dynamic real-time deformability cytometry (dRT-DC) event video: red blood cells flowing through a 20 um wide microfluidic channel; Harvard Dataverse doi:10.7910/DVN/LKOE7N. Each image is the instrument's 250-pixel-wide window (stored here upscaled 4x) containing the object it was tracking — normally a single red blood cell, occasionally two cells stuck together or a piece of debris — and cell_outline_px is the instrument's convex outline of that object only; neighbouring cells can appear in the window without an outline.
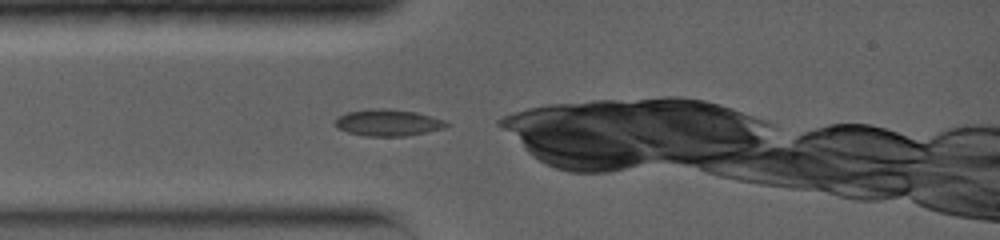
{"species": "common noctule bat (a hibernating species)", "species_latin": "Nyctalus noctula", "temperature_condition": "warm", "stored_images_in_passage": 39, "camera_frame_rate_fps": 5000, "um_per_image_px": 0.085, "animal": {"sex": "female", "body_mass_g": 19.0, "forearm_length_mm": 56.7}, "frame": {"image": 1, "passage_image": 1, "time_ms": 0.0, "image_size_px": [1000, 240], "cell_outline_px": [[452, 124], [444, 128], [404, 136], [364, 136], [348, 132], [336, 128], [332, 124], [336, 116], [348, 112], [372, 108], [388, 108], [416, 112], [444, 120]], "centroid_in_image_um": [32.92, 10.42], "position_along_channel_um": 52.1, "area_um2": 17.46}}
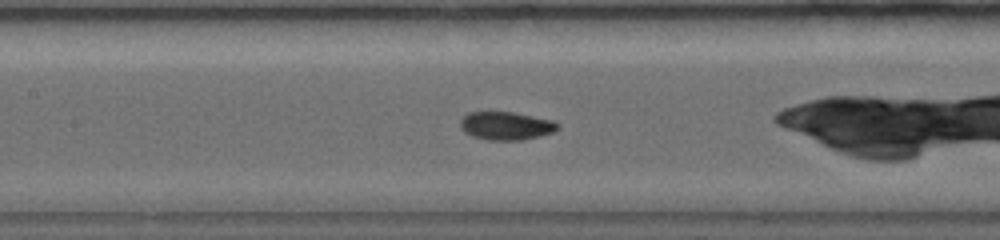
{"frame": {"image": 2, "passage_image": 13, "time_ms": 2.8, "image_size_px": [1000, 240], "cell_outline_px": [[560, 128], [552, 132], [540, 136], [520, 140], [488, 140], [472, 136], [464, 132], [460, 128], [460, 120], [468, 112], [516, 112], [556, 120], [560, 124]], "centroid_in_image_um": [43.05, 10.68], "position_along_channel_um": 164.3, "area_um2": 16.3}}
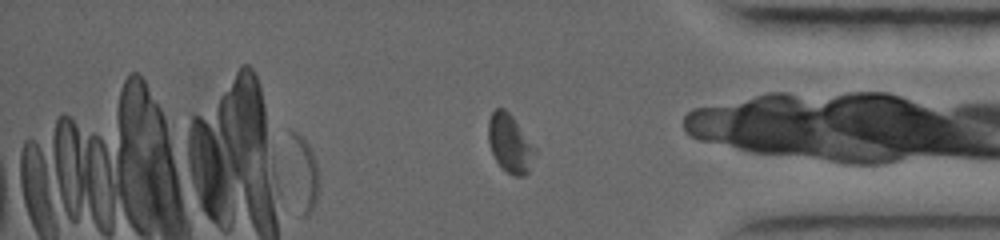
{"frame": {"image": 3, "passage_image": 36, "time_ms": 8.8, "image_size_px": [1000, 240], "cell_outline_px": [[316, 200], [312, 208], [304, 216], [300, 216], [288, 128], [296, 132], [308, 144], [312, 152], [316, 164]], "centroid_in_image_um": [25.8, 14.65], "position_along_channel_um": 409.4, "area_um2": 10.98}}